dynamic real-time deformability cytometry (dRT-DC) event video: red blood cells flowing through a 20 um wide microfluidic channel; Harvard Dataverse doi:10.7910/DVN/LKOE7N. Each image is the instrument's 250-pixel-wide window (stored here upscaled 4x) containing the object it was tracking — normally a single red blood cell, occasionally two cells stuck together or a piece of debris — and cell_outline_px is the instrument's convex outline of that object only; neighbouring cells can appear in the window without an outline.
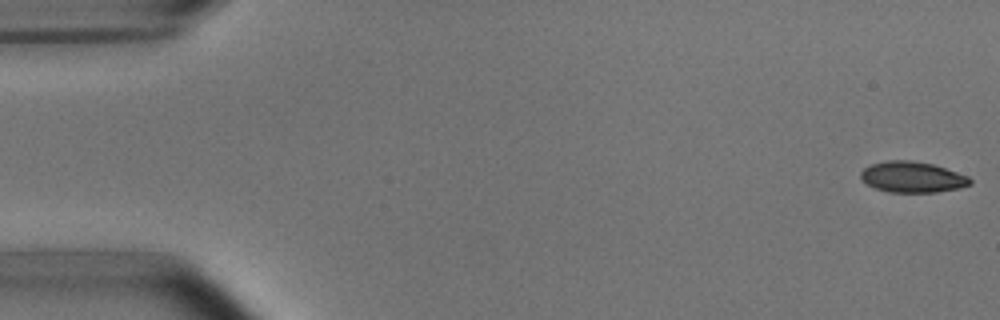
{"species": "common noctule bat (a hibernating species)", "species_latin": "Nyctalus noctula", "temperature_condition": "room temperature", "stored_images_in_passage": 52, "camera_frame_rate_fps": 3000, "um_per_image_px": 0.085, "animal": {"sex": "male", "body_mass_g": 15.6}, "frame": {"image": 1, "passage_image": 1, "time_ms": 0.0, "image_size_px": [1000, 320], "cell_outline_px": [[972, 184], [960, 188], [936, 192], [888, 192], [876, 188], [868, 184], [860, 176], [860, 172], [864, 168], [872, 164], [888, 160], [908, 160], [932, 164], [968, 176], [972, 180]], "centroid_in_image_um": [77.56, 15.05], "position_along_channel_um": 7.4, "area_um2": 19.48}}
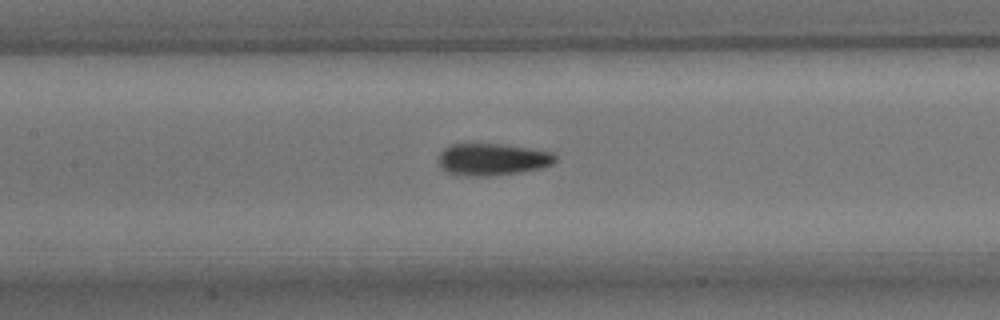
{"frame": {"image": 2, "passage_image": 24, "time_ms": 7.667, "image_size_px": [1000, 320], "cell_outline_px": [[556, 160], [552, 164], [540, 168], [520, 172], [492, 176], [464, 176], [448, 172], [440, 168], [440, 152], [448, 144], [500, 144], [528, 148], [552, 152], [556, 156]], "centroid_in_image_um": [41.84, 13.55], "position_along_channel_um": 165.6, "area_um2": 21.73}}
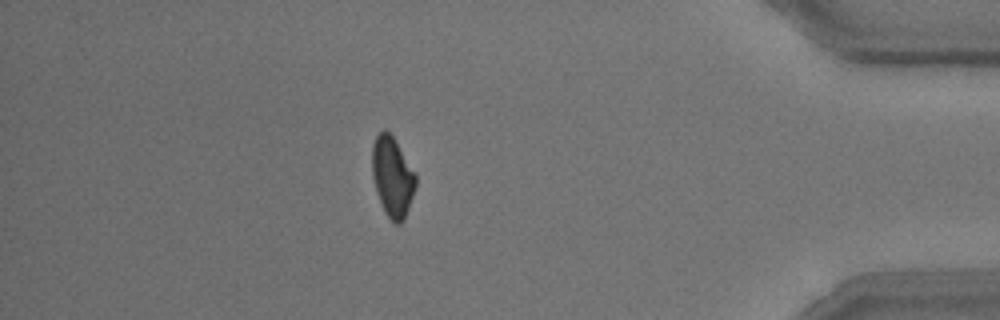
{"frame": {"image": 3, "passage_image": 46, "time_ms": 15.0, "image_size_px": [1000, 320], "cell_outline_px": [[416, 188], [408, 208], [400, 224], [396, 224], [384, 212], [376, 192], [372, 176], [372, 144], [376, 136], [384, 128], [392, 136], [416, 176]], "centroid_in_image_um": [33.32, 15.03], "position_along_channel_um": 401.9, "area_um2": 19.94}, "authors_computed_cell_mechanics": {"area_um2": 20.8658, "velocity_mm_per_s": 3.8017, "shape_relaxation_time_tau1_ms": 4.2809, "shape_relaxation_time_tau2_ms": 2.0238, "deformation_change_tau1": 0.1249, "deformation_change_tau2": 0.0798}}